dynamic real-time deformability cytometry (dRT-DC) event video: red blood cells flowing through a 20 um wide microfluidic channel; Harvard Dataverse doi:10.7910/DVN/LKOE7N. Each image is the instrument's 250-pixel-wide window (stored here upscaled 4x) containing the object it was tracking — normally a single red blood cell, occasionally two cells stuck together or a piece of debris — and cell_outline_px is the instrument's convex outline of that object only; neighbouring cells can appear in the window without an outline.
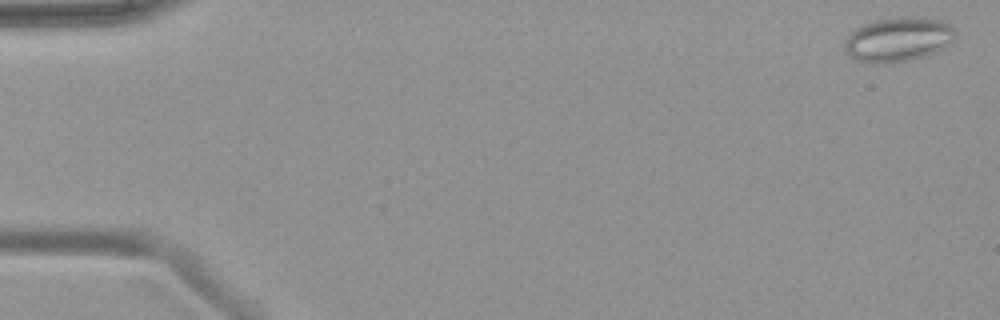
{"species": "common noctule bat (a hibernating species)", "species_latin": "Nyctalus noctula", "temperature_condition": "warm", "stored_images_in_passage": 51, "camera_frame_rate_fps": 3000, "um_per_image_px": 0.085, "animal": {"sex": "female", "body_mass_g": 19.9}, "frame": {"image": 1, "passage_image": 2, "time_ms": 0.333, "image_size_px": [1000, 320], "cell_outline_px": [[956, 36], [944, 48], [924, 56], [908, 60], [880, 64], [876, 64], [856, 60], [848, 56], [844, 48], [844, 40], [856, 28], [864, 24], [876, 20], [900, 16], [912, 16], [940, 20], [956, 28]], "centroid_in_image_um": [76.33, 3.34], "position_along_channel_um": 8.7, "area_um2": 28.78}}
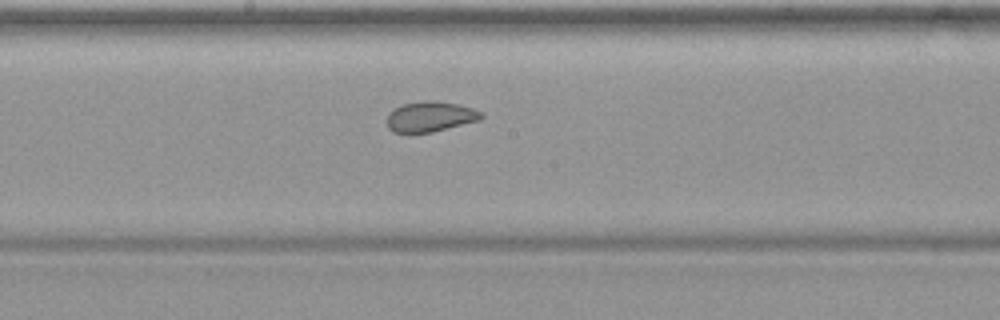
{"frame": {"image": 2, "passage_image": 28, "time_ms": 9.0, "image_size_px": [1000, 320], "cell_outline_px": [[484, 116], [480, 120], [432, 132], [392, 132], [388, 128], [388, 112], [404, 104], [424, 100], [432, 100], [456, 104], [472, 108], [484, 112]], "centroid_in_image_um": [36.6, 9.91], "position_along_channel_um": 211.6, "area_um2": 16.53}}
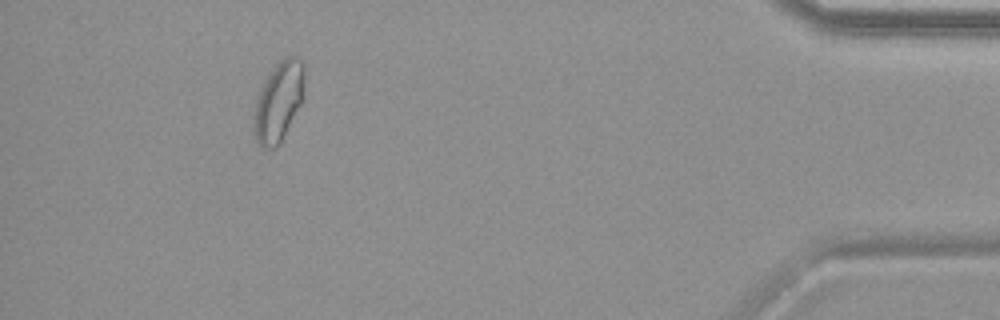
{"frame": {"image": 3, "passage_image": 47, "time_ms": 15.333, "image_size_px": [1000, 320], "cell_outline_px": [[304, 100], [280, 144], [276, 148], [264, 148], [256, 140], [252, 132], [252, 124], [256, 104], [260, 92], [268, 76], [276, 64], [284, 56], [296, 56], [300, 60], [304, 68]], "centroid_in_image_um": [23.71, 8.68], "position_along_channel_um": 411.5, "area_um2": 23.58}}